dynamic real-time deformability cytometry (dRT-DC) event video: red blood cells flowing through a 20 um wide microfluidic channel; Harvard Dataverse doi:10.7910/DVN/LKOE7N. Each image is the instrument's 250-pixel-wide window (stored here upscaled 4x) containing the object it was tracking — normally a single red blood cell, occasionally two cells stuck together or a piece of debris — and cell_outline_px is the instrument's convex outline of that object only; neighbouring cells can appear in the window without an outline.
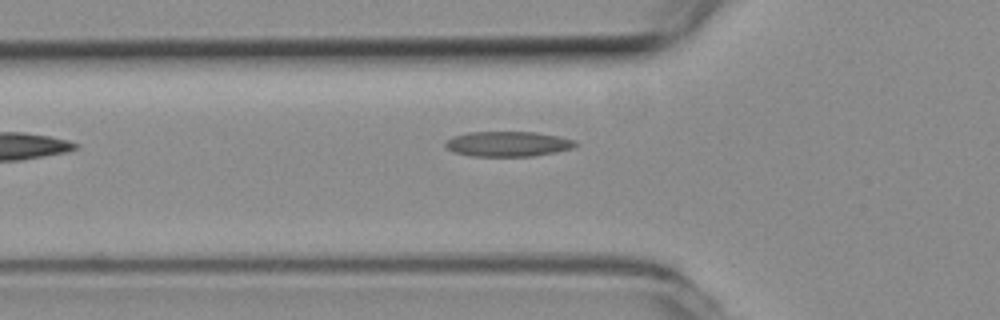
{"species": "common noctule bat (a hibernating species)", "species_latin": "Nyctalus noctula", "temperature_condition": "room temperature", "stored_images_in_passage": 4, "camera_frame_rate_fps": 3000, "um_per_image_px": 0.085, "animal": {"sex": "female", "body_mass_g": 19.3, "forearm_length_mm": 54.1}, "frame": {"image": 1, "passage_image": 3, "time_ms": 0.667, "image_size_px": [1000, 320], "cell_outline_px": [[580, 144], [572, 148], [556, 152], [532, 156], [472, 156], [452, 152], [444, 144], [452, 136], [468, 132], [536, 132], [560, 136], [576, 140]], "centroid_in_image_um": [43.21, 12.23], "position_along_channel_um": 82.6, "area_um2": 19.19}}
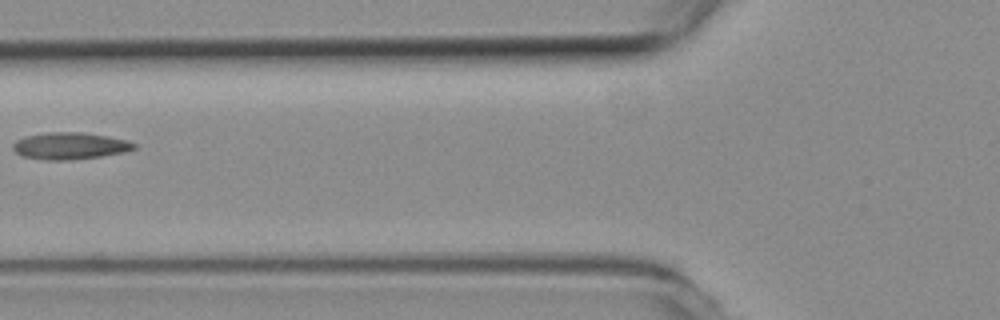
{"frame": {"image": 2, "passage_image": 4, "time_ms": 1.0, "image_size_px": [1000, 320], "cell_outline_px": [[136, 148], [124, 152], [100, 156], [68, 160], [48, 160], [20, 156], [12, 148], [12, 144], [16, 140], [28, 136], [48, 132], [84, 132], [108, 136], [128, 140], [136, 144]], "centroid_in_image_um": [5.94, 12.39], "position_along_channel_um": 119.9, "area_um2": 18.96}}